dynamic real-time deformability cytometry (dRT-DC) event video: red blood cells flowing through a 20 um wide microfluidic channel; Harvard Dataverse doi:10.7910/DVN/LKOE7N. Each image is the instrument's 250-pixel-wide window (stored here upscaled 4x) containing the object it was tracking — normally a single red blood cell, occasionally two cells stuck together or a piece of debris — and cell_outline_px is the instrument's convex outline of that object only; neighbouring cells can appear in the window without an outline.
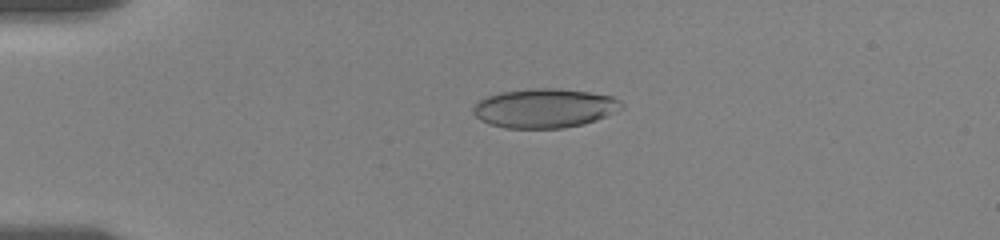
{"species": "human", "species_latin": "Homo sapiens", "temperature_condition": "room temperature", "stored_images_in_passage": 44, "camera_frame_rate_fps": 3000, "um_per_image_px": 0.085, "donor": {"sex": "female"}, "frame": {"image": 1, "passage_image": 3, "time_ms": 0.667, "image_size_px": [1000, 240], "cell_outline_px": [[624, 108], [616, 112], [596, 120], [584, 124], [564, 128], [504, 128], [488, 124], [480, 120], [472, 112], [472, 104], [488, 96], [500, 92], [528, 88], [556, 88], [588, 92], [612, 96], [620, 100], [624, 104]], "centroid_in_image_um": [46.28, 9.2], "position_along_channel_um": 38.7, "area_um2": 34.28}}
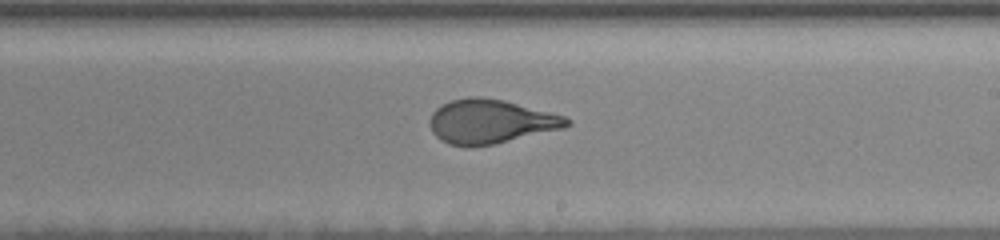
{"frame": {"image": 2, "passage_image": 23, "time_ms": 7.667, "image_size_px": [1000, 240], "cell_outline_px": [[572, 124], [564, 128], [496, 144], [472, 148], [464, 148], [448, 144], [440, 140], [432, 132], [432, 112], [440, 104], [452, 100], [468, 96], [480, 96], [504, 100], [564, 116], [572, 120]], "centroid_in_image_um": [41.69, 10.35], "position_along_channel_um": 247.3, "area_um2": 35.55}}
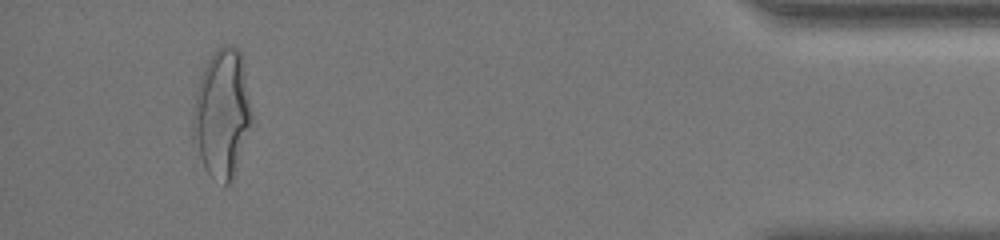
{"frame": {"image": 3, "passage_image": 41, "time_ms": 14.0, "image_size_px": [1000, 240], "cell_outline_px": [[252, 120], [232, 180], [228, 184], [224, 184], [208, 172], [204, 168], [192, 140], [192, 116], [196, 92], [200, 76], [208, 60], [216, 48], [224, 44], [228, 44], [236, 48], [240, 52], [244, 72], [252, 116]], "centroid_in_image_um": [18.83, 9.64], "position_along_channel_um": 416.4, "area_um2": 43.35}, "authors_computed_cell_mechanics": {"area_um2": 35.5181, "velocity_mm_per_s": 3.5628, "shape_relaxation_time_tau1_ms": 5.2938, "shape_relaxation_time_tau2_ms": null, "deformation_change_tau1": 0.2117, "deformation_change_tau2": null}}